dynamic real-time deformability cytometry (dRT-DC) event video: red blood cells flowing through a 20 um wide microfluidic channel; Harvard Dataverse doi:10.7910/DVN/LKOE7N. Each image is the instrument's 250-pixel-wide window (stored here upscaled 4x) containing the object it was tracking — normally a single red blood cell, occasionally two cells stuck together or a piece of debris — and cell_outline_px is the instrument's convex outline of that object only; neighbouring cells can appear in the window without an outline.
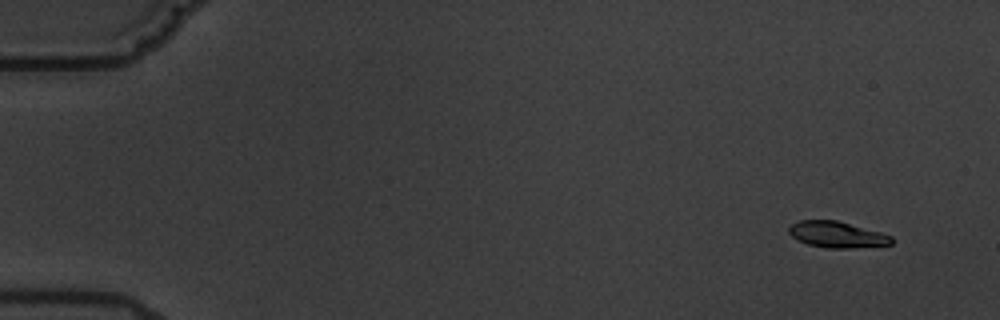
{"species": "common noctule bat (a hibernating species)", "species_latin": "Nyctalus noctula", "temperature_condition": "warm", "stored_images_in_passage": 18, "camera_frame_rate_fps": 3000, "um_per_image_px": 0.085, "animal": {"sex": "male", "body_mass_g": 19.5, "forearm_length_mm": 54.6}, "frame": {"image": 1, "passage_image": 2, "time_ms": 1.333, "image_size_px": [1000, 320], "cell_outline_px": [[892, 244], [848, 248], [828, 248], [808, 244], [792, 236], [788, 232], [788, 228], [792, 224], [800, 220], [836, 220], [880, 232], [892, 236]], "centroid_in_image_um": [71.13, 19.93], "position_along_channel_um": 13.9, "area_um2": 15.37}}
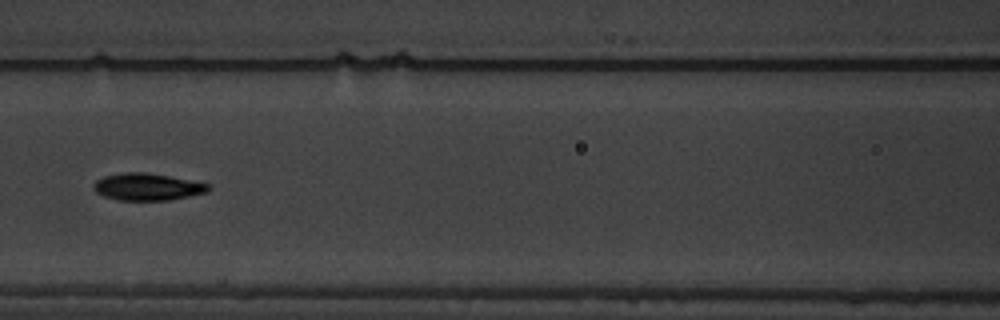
{"frame": {"image": 2, "passage_image": 9, "time_ms": 9.333, "image_size_px": [1000, 320], "cell_outline_px": [[212, 188], [208, 192], [168, 200], [116, 200], [104, 196], [96, 192], [92, 188], [92, 184], [96, 180], [104, 176], [124, 172], [144, 172], [168, 176], [208, 184]], "centroid_in_image_um": [12.48, 15.88], "position_along_channel_um": 154.1, "area_um2": 18.03}}
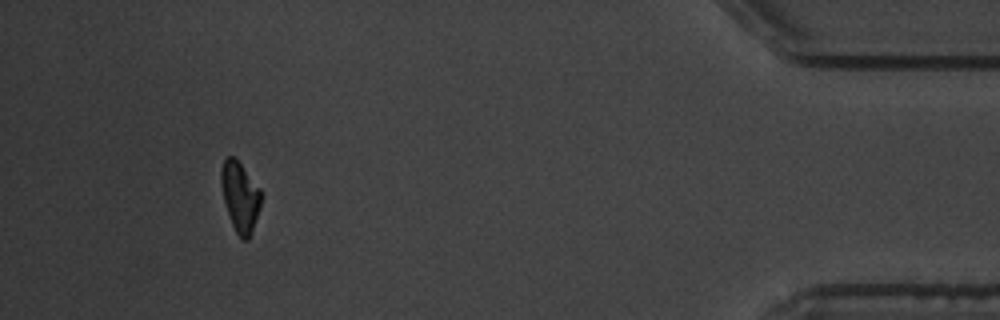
{"frame": {"image": 3, "passage_image": 17, "time_ms": 18.667, "image_size_px": [1000, 320], "cell_outline_px": [[264, 196], [252, 232], [248, 240], [240, 240], [232, 224], [224, 200], [220, 184], [220, 172], [224, 160], [228, 156], [232, 156], [240, 164], [260, 188]], "centroid_in_image_um": [20.43, 16.75], "position_along_channel_um": 414.8, "area_um2": 16.36}, "authors_computed_cell_mechanics": {"area_um2": 16.9932, "velocity_mm_per_s": 3.417, "shape_relaxation_time_tau1_ms": 3.2811, "shape_relaxation_time_tau2_ms": 1.7765, "deformation_change_tau1": 0.1175, "deformation_change_tau2": 0.0591}}